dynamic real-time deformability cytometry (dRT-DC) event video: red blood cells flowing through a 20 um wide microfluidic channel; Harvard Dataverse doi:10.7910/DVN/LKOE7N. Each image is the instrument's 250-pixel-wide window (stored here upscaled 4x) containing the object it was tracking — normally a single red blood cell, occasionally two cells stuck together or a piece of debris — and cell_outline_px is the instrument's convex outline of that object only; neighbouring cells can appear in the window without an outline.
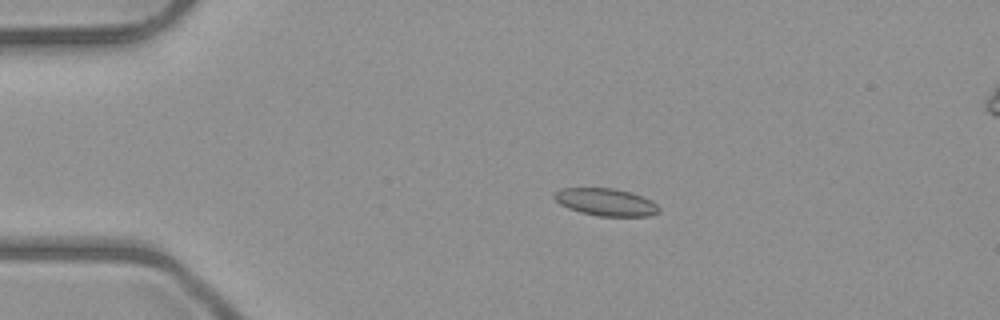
{"species": "common noctule bat (a hibernating species)", "species_latin": "Nyctalus noctula", "temperature_condition": "room temperature", "stored_images_in_passage": 5, "camera_frame_rate_fps": 3000, "um_per_image_px": 0.085, "animal": {"sex": "male", "body_mass_g": 23.1, "forearm_length_mm": 52.7}, "frame": {"image": 1, "passage_image": 3, "time_ms": 2.667, "image_size_px": [1000, 320], "cell_outline_px": [[660, 212], [648, 216], [596, 216], [580, 212], [568, 208], [560, 204], [552, 196], [552, 192], [560, 188], [612, 188], [632, 192], [652, 200], [660, 208]], "centroid_in_image_um": [51.48, 17.17], "position_along_channel_um": 33.5, "area_um2": 16.94}}